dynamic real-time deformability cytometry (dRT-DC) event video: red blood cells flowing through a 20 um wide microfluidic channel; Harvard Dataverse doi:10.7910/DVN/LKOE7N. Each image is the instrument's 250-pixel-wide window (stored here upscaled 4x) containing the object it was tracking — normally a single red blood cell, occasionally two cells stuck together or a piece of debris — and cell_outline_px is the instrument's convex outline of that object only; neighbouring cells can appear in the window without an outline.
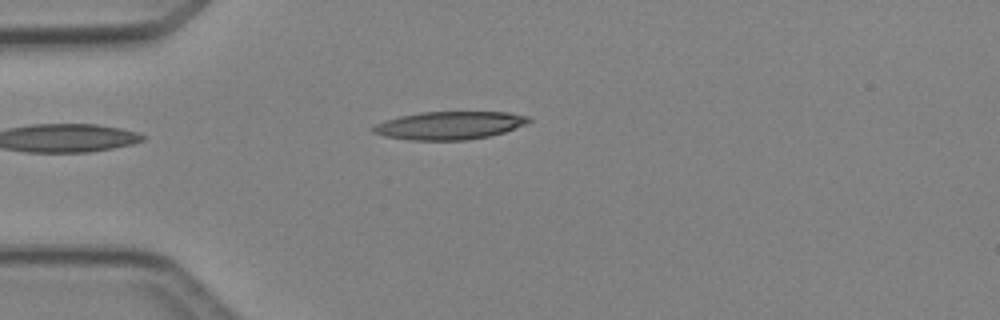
{"species": "Egyptian fruit bat (a non-hibernating species)", "species_latin": "Rousettus aegyptiacus", "temperature_condition": "cold", "stored_images_in_passage": 4, "camera_frame_rate_fps": 3000, "um_per_image_px": 0.085, "animal": {"sex": "female"}, "frame": {"image": 1, "passage_image": 2, "time_ms": 2.0, "image_size_px": [1000, 320], "cell_outline_px": [[532, 120], [524, 124], [504, 132], [488, 136], [468, 140], [408, 140], [384, 136], [372, 132], [372, 128], [376, 124], [400, 116], [420, 112], [508, 112], [528, 116]], "centroid_in_image_um": [38.2, 10.66], "position_along_channel_um": 46.8, "area_um2": 25.2}}
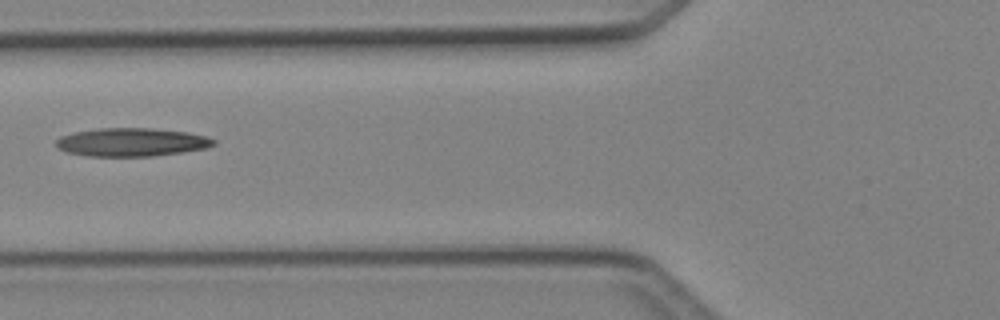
{"frame": {"image": 2, "passage_image": 4, "time_ms": 4.0, "image_size_px": [1000, 320], "cell_outline_px": [[216, 144], [208, 148], [184, 152], [152, 156], [88, 156], [68, 152], [56, 148], [56, 140], [60, 136], [72, 132], [100, 128], [152, 128], [188, 132], [204, 136], [216, 140]], "centroid_in_image_um": [11.19, 12.08], "position_along_channel_um": 114.6, "area_um2": 26.18}}